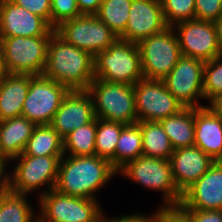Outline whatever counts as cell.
Instances as JSON below:
<instances>
[{"mask_svg": "<svg viewBox=\"0 0 222 222\" xmlns=\"http://www.w3.org/2000/svg\"><path fill=\"white\" fill-rule=\"evenodd\" d=\"M55 29L42 17L11 0H0V38L51 36Z\"/></svg>", "mask_w": 222, "mask_h": 222, "instance_id": "15", "label": "cell"}, {"mask_svg": "<svg viewBox=\"0 0 222 222\" xmlns=\"http://www.w3.org/2000/svg\"><path fill=\"white\" fill-rule=\"evenodd\" d=\"M142 133L138 123L125 125L115 148V169L142 155Z\"/></svg>", "mask_w": 222, "mask_h": 222, "instance_id": "28", "label": "cell"}, {"mask_svg": "<svg viewBox=\"0 0 222 222\" xmlns=\"http://www.w3.org/2000/svg\"><path fill=\"white\" fill-rule=\"evenodd\" d=\"M203 60L182 55L171 72L163 79L168 91L184 108H202L199 100L203 98Z\"/></svg>", "mask_w": 222, "mask_h": 222, "instance_id": "12", "label": "cell"}, {"mask_svg": "<svg viewBox=\"0 0 222 222\" xmlns=\"http://www.w3.org/2000/svg\"><path fill=\"white\" fill-rule=\"evenodd\" d=\"M156 192H162V206H179L182 194L175 186L169 160L141 155L129 161L118 174Z\"/></svg>", "mask_w": 222, "mask_h": 222, "instance_id": "5", "label": "cell"}, {"mask_svg": "<svg viewBox=\"0 0 222 222\" xmlns=\"http://www.w3.org/2000/svg\"><path fill=\"white\" fill-rule=\"evenodd\" d=\"M36 126L24 116L0 121V153L8 161L21 155Z\"/></svg>", "mask_w": 222, "mask_h": 222, "instance_id": "21", "label": "cell"}, {"mask_svg": "<svg viewBox=\"0 0 222 222\" xmlns=\"http://www.w3.org/2000/svg\"><path fill=\"white\" fill-rule=\"evenodd\" d=\"M30 74L7 73L0 83V121L21 116Z\"/></svg>", "mask_w": 222, "mask_h": 222, "instance_id": "22", "label": "cell"}, {"mask_svg": "<svg viewBox=\"0 0 222 222\" xmlns=\"http://www.w3.org/2000/svg\"><path fill=\"white\" fill-rule=\"evenodd\" d=\"M44 77L71 90H86L94 80V56L54 32L48 42Z\"/></svg>", "mask_w": 222, "mask_h": 222, "instance_id": "2", "label": "cell"}, {"mask_svg": "<svg viewBox=\"0 0 222 222\" xmlns=\"http://www.w3.org/2000/svg\"><path fill=\"white\" fill-rule=\"evenodd\" d=\"M215 163H216L218 166L222 167V152H221V154L216 158Z\"/></svg>", "mask_w": 222, "mask_h": 222, "instance_id": "45", "label": "cell"}, {"mask_svg": "<svg viewBox=\"0 0 222 222\" xmlns=\"http://www.w3.org/2000/svg\"><path fill=\"white\" fill-rule=\"evenodd\" d=\"M122 222H158V220L153 214L152 216H148L140 213H133L123 216Z\"/></svg>", "mask_w": 222, "mask_h": 222, "instance_id": "40", "label": "cell"}, {"mask_svg": "<svg viewBox=\"0 0 222 222\" xmlns=\"http://www.w3.org/2000/svg\"><path fill=\"white\" fill-rule=\"evenodd\" d=\"M167 27L160 0H132L126 29L119 38L138 44Z\"/></svg>", "mask_w": 222, "mask_h": 222, "instance_id": "16", "label": "cell"}, {"mask_svg": "<svg viewBox=\"0 0 222 222\" xmlns=\"http://www.w3.org/2000/svg\"><path fill=\"white\" fill-rule=\"evenodd\" d=\"M137 123L142 133V155L169 160L174 149L160 122L140 121Z\"/></svg>", "mask_w": 222, "mask_h": 222, "instance_id": "25", "label": "cell"}, {"mask_svg": "<svg viewBox=\"0 0 222 222\" xmlns=\"http://www.w3.org/2000/svg\"><path fill=\"white\" fill-rule=\"evenodd\" d=\"M180 209L222 210V167L214 163L182 194Z\"/></svg>", "mask_w": 222, "mask_h": 222, "instance_id": "19", "label": "cell"}, {"mask_svg": "<svg viewBox=\"0 0 222 222\" xmlns=\"http://www.w3.org/2000/svg\"><path fill=\"white\" fill-rule=\"evenodd\" d=\"M189 222H222V210L181 209Z\"/></svg>", "mask_w": 222, "mask_h": 222, "instance_id": "37", "label": "cell"}, {"mask_svg": "<svg viewBox=\"0 0 222 222\" xmlns=\"http://www.w3.org/2000/svg\"><path fill=\"white\" fill-rule=\"evenodd\" d=\"M124 124L96 118L95 155L111 162L115 168V148Z\"/></svg>", "mask_w": 222, "mask_h": 222, "instance_id": "27", "label": "cell"}, {"mask_svg": "<svg viewBox=\"0 0 222 222\" xmlns=\"http://www.w3.org/2000/svg\"><path fill=\"white\" fill-rule=\"evenodd\" d=\"M159 122L168 135L173 149L194 146V108H184Z\"/></svg>", "mask_w": 222, "mask_h": 222, "instance_id": "23", "label": "cell"}, {"mask_svg": "<svg viewBox=\"0 0 222 222\" xmlns=\"http://www.w3.org/2000/svg\"><path fill=\"white\" fill-rule=\"evenodd\" d=\"M153 214L158 222H189L188 216L178 206L159 207Z\"/></svg>", "mask_w": 222, "mask_h": 222, "instance_id": "36", "label": "cell"}, {"mask_svg": "<svg viewBox=\"0 0 222 222\" xmlns=\"http://www.w3.org/2000/svg\"><path fill=\"white\" fill-rule=\"evenodd\" d=\"M222 93V56L219 55L204 64L203 94L209 102Z\"/></svg>", "mask_w": 222, "mask_h": 222, "instance_id": "31", "label": "cell"}, {"mask_svg": "<svg viewBox=\"0 0 222 222\" xmlns=\"http://www.w3.org/2000/svg\"><path fill=\"white\" fill-rule=\"evenodd\" d=\"M96 118L81 127L74 129L63 138L64 155H95ZM70 152V153H69Z\"/></svg>", "mask_w": 222, "mask_h": 222, "instance_id": "29", "label": "cell"}, {"mask_svg": "<svg viewBox=\"0 0 222 222\" xmlns=\"http://www.w3.org/2000/svg\"><path fill=\"white\" fill-rule=\"evenodd\" d=\"M51 36L4 37V62L9 74L42 75L46 65L47 46Z\"/></svg>", "mask_w": 222, "mask_h": 222, "instance_id": "8", "label": "cell"}, {"mask_svg": "<svg viewBox=\"0 0 222 222\" xmlns=\"http://www.w3.org/2000/svg\"><path fill=\"white\" fill-rule=\"evenodd\" d=\"M86 91L93 100L96 118L122 123H137L134 86L94 78Z\"/></svg>", "mask_w": 222, "mask_h": 222, "instance_id": "4", "label": "cell"}, {"mask_svg": "<svg viewBox=\"0 0 222 222\" xmlns=\"http://www.w3.org/2000/svg\"><path fill=\"white\" fill-rule=\"evenodd\" d=\"M41 222H93L101 213L99 202L62 194L55 189L39 197Z\"/></svg>", "mask_w": 222, "mask_h": 222, "instance_id": "10", "label": "cell"}, {"mask_svg": "<svg viewBox=\"0 0 222 222\" xmlns=\"http://www.w3.org/2000/svg\"><path fill=\"white\" fill-rule=\"evenodd\" d=\"M133 86L138 122H159L184 109L182 104L168 91L163 80L143 77Z\"/></svg>", "mask_w": 222, "mask_h": 222, "instance_id": "13", "label": "cell"}, {"mask_svg": "<svg viewBox=\"0 0 222 222\" xmlns=\"http://www.w3.org/2000/svg\"><path fill=\"white\" fill-rule=\"evenodd\" d=\"M26 195L6 189L0 192V222H35L34 210ZM35 217V218H34Z\"/></svg>", "mask_w": 222, "mask_h": 222, "instance_id": "26", "label": "cell"}, {"mask_svg": "<svg viewBox=\"0 0 222 222\" xmlns=\"http://www.w3.org/2000/svg\"><path fill=\"white\" fill-rule=\"evenodd\" d=\"M31 13L39 15L51 25V0H11Z\"/></svg>", "mask_w": 222, "mask_h": 222, "instance_id": "35", "label": "cell"}, {"mask_svg": "<svg viewBox=\"0 0 222 222\" xmlns=\"http://www.w3.org/2000/svg\"><path fill=\"white\" fill-rule=\"evenodd\" d=\"M116 174L118 171L111 162L97 155H63L59 161L54 189L69 196L96 200L95 192Z\"/></svg>", "mask_w": 222, "mask_h": 222, "instance_id": "1", "label": "cell"}, {"mask_svg": "<svg viewBox=\"0 0 222 222\" xmlns=\"http://www.w3.org/2000/svg\"><path fill=\"white\" fill-rule=\"evenodd\" d=\"M9 165L8 160L0 153V192L8 189L9 174L6 167Z\"/></svg>", "mask_w": 222, "mask_h": 222, "instance_id": "39", "label": "cell"}, {"mask_svg": "<svg viewBox=\"0 0 222 222\" xmlns=\"http://www.w3.org/2000/svg\"><path fill=\"white\" fill-rule=\"evenodd\" d=\"M160 2L168 26L195 19V0H160Z\"/></svg>", "mask_w": 222, "mask_h": 222, "instance_id": "32", "label": "cell"}, {"mask_svg": "<svg viewBox=\"0 0 222 222\" xmlns=\"http://www.w3.org/2000/svg\"><path fill=\"white\" fill-rule=\"evenodd\" d=\"M208 104L209 108L222 118V93L214 97Z\"/></svg>", "mask_w": 222, "mask_h": 222, "instance_id": "41", "label": "cell"}, {"mask_svg": "<svg viewBox=\"0 0 222 222\" xmlns=\"http://www.w3.org/2000/svg\"><path fill=\"white\" fill-rule=\"evenodd\" d=\"M132 0H102L96 16L118 37L125 31Z\"/></svg>", "mask_w": 222, "mask_h": 222, "instance_id": "30", "label": "cell"}, {"mask_svg": "<svg viewBox=\"0 0 222 222\" xmlns=\"http://www.w3.org/2000/svg\"><path fill=\"white\" fill-rule=\"evenodd\" d=\"M222 15V0H195V19L214 22Z\"/></svg>", "mask_w": 222, "mask_h": 222, "instance_id": "34", "label": "cell"}, {"mask_svg": "<svg viewBox=\"0 0 222 222\" xmlns=\"http://www.w3.org/2000/svg\"><path fill=\"white\" fill-rule=\"evenodd\" d=\"M102 0H77L78 10L81 15H96Z\"/></svg>", "mask_w": 222, "mask_h": 222, "instance_id": "38", "label": "cell"}, {"mask_svg": "<svg viewBox=\"0 0 222 222\" xmlns=\"http://www.w3.org/2000/svg\"><path fill=\"white\" fill-rule=\"evenodd\" d=\"M217 35V43L219 48V55L222 56V15L214 21Z\"/></svg>", "mask_w": 222, "mask_h": 222, "instance_id": "42", "label": "cell"}, {"mask_svg": "<svg viewBox=\"0 0 222 222\" xmlns=\"http://www.w3.org/2000/svg\"><path fill=\"white\" fill-rule=\"evenodd\" d=\"M182 55L198 58L204 62L219 56L214 22L184 20L174 24Z\"/></svg>", "mask_w": 222, "mask_h": 222, "instance_id": "14", "label": "cell"}, {"mask_svg": "<svg viewBox=\"0 0 222 222\" xmlns=\"http://www.w3.org/2000/svg\"><path fill=\"white\" fill-rule=\"evenodd\" d=\"M93 100L86 90H71L64 97L50 125L62 137L95 119Z\"/></svg>", "mask_w": 222, "mask_h": 222, "instance_id": "17", "label": "cell"}, {"mask_svg": "<svg viewBox=\"0 0 222 222\" xmlns=\"http://www.w3.org/2000/svg\"><path fill=\"white\" fill-rule=\"evenodd\" d=\"M21 155L63 156V138L51 125H37Z\"/></svg>", "mask_w": 222, "mask_h": 222, "instance_id": "24", "label": "cell"}, {"mask_svg": "<svg viewBox=\"0 0 222 222\" xmlns=\"http://www.w3.org/2000/svg\"><path fill=\"white\" fill-rule=\"evenodd\" d=\"M104 216V213L102 211V213L93 221V222H122L123 220V216L122 217H113V218H110V217H106Z\"/></svg>", "mask_w": 222, "mask_h": 222, "instance_id": "44", "label": "cell"}, {"mask_svg": "<svg viewBox=\"0 0 222 222\" xmlns=\"http://www.w3.org/2000/svg\"><path fill=\"white\" fill-rule=\"evenodd\" d=\"M7 70L5 67V62H4V53H3V46L0 41V83L3 79V77L7 74Z\"/></svg>", "mask_w": 222, "mask_h": 222, "instance_id": "43", "label": "cell"}, {"mask_svg": "<svg viewBox=\"0 0 222 222\" xmlns=\"http://www.w3.org/2000/svg\"><path fill=\"white\" fill-rule=\"evenodd\" d=\"M63 156H28L19 155L11 161H17L13 172L9 174L8 189L22 195H28L31 191L44 188L46 191L39 193V197L54 189L59 161ZM13 173V174H12ZM43 186V188H41ZM30 192V193H29Z\"/></svg>", "mask_w": 222, "mask_h": 222, "instance_id": "6", "label": "cell"}, {"mask_svg": "<svg viewBox=\"0 0 222 222\" xmlns=\"http://www.w3.org/2000/svg\"><path fill=\"white\" fill-rule=\"evenodd\" d=\"M79 16L77 0H51V26L54 29L63 21Z\"/></svg>", "mask_w": 222, "mask_h": 222, "instance_id": "33", "label": "cell"}, {"mask_svg": "<svg viewBox=\"0 0 222 222\" xmlns=\"http://www.w3.org/2000/svg\"><path fill=\"white\" fill-rule=\"evenodd\" d=\"M194 145L214 161L222 152V118L208 105L194 108Z\"/></svg>", "mask_w": 222, "mask_h": 222, "instance_id": "20", "label": "cell"}, {"mask_svg": "<svg viewBox=\"0 0 222 222\" xmlns=\"http://www.w3.org/2000/svg\"><path fill=\"white\" fill-rule=\"evenodd\" d=\"M141 70L146 79L163 80L182 56L175 30L168 26L138 43Z\"/></svg>", "mask_w": 222, "mask_h": 222, "instance_id": "7", "label": "cell"}, {"mask_svg": "<svg viewBox=\"0 0 222 222\" xmlns=\"http://www.w3.org/2000/svg\"><path fill=\"white\" fill-rule=\"evenodd\" d=\"M69 91L66 86L43 75H30V86L21 116L36 125H50Z\"/></svg>", "mask_w": 222, "mask_h": 222, "instance_id": "11", "label": "cell"}, {"mask_svg": "<svg viewBox=\"0 0 222 222\" xmlns=\"http://www.w3.org/2000/svg\"><path fill=\"white\" fill-rule=\"evenodd\" d=\"M55 32L67 43L95 56L106 50L119 37L96 15H81L63 21Z\"/></svg>", "mask_w": 222, "mask_h": 222, "instance_id": "9", "label": "cell"}, {"mask_svg": "<svg viewBox=\"0 0 222 222\" xmlns=\"http://www.w3.org/2000/svg\"><path fill=\"white\" fill-rule=\"evenodd\" d=\"M94 78L135 85L143 78L138 44L118 38L106 50L98 52L94 56Z\"/></svg>", "mask_w": 222, "mask_h": 222, "instance_id": "3", "label": "cell"}, {"mask_svg": "<svg viewBox=\"0 0 222 222\" xmlns=\"http://www.w3.org/2000/svg\"><path fill=\"white\" fill-rule=\"evenodd\" d=\"M169 161L175 186L181 194L215 163L209 155L195 145L174 149Z\"/></svg>", "mask_w": 222, "mask_h": 222, "instance_id": "18", "label": "cell"}]
</instances>
